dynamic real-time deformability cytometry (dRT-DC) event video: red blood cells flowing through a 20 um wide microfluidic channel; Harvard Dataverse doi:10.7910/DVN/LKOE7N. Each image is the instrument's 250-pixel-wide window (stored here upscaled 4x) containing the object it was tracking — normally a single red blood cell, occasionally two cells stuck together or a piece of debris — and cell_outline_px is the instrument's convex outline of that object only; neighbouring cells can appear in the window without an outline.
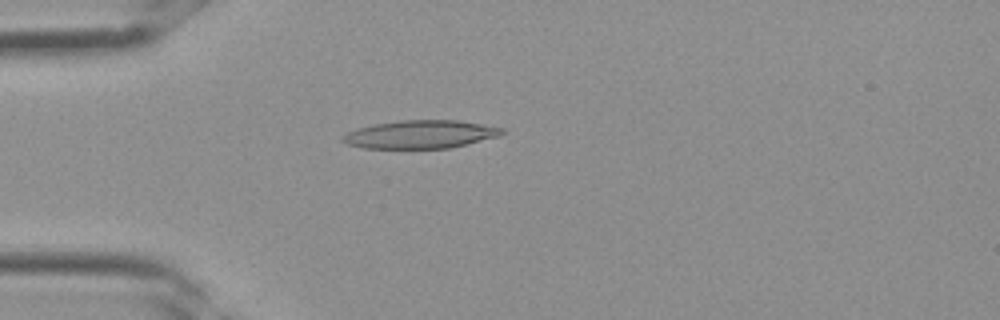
{"species": "Egyptian fruit bat (a non-hibernating species)", "species_latin": "Rousettus aegyptiacus", "temperature_condition": "room temperature", "stored_images_in_passage": 2, "camera_frame_rate_fps": 3000, "um_per_image_px": 0.085, "frame": {"image": 1, "passage_image": 2, "time_ms": 0.333, "image_size_px": [1000, 320], "cell_outline_px": [[508, 132], [500, 136], [448, 148], [364, 148], [348, 144], [340, 140], [340, 136], [356, 128], [376, 124], [400, 120], [460, 120], [504, 128]], "centroid_in_image_um": [35.75, 11.41], "position_along_channel_um": 49.2, "area_um2": 26.18}}